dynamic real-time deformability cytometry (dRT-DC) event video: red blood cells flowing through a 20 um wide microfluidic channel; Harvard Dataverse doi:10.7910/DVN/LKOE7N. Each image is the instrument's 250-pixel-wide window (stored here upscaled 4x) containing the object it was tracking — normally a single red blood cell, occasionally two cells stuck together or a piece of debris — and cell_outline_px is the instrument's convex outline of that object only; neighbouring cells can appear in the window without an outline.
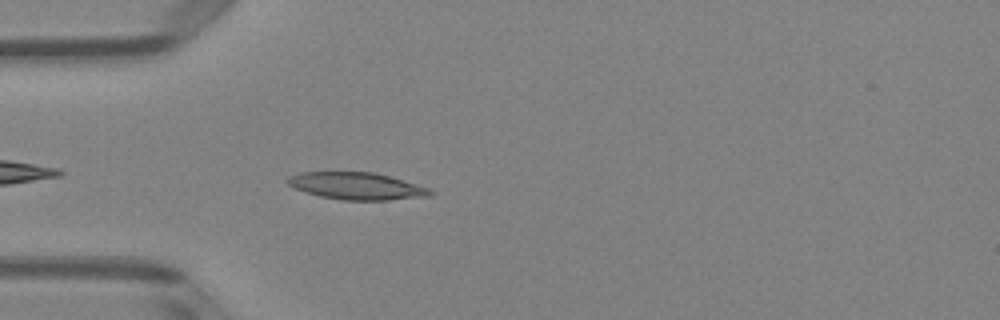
{"species": "Egyptian fruit bat (a non-hibernating species)", "species_latin": "Rousettus aegyptiacus", "temperature_condition": "room temperature", "stored_images_in_passage": 25, "camera_frame_rate_fps": 3000, "um_per_image_px": 0.085, "animal": {"sex": "female"}, "frame": {"image": 1, "passage_image": 3, "time_ms": 0.667, "image_size_px": [1000, 320], "cell_outline_px": [[436, 192], [432, 196], [388, 200], [344, 200], [320, 196], [304, 192], [288, 184], [284, 180], [288, 176], [300, 172], [372, 172], [388, 176], [428, 188]], "centroid_in_image_um": [30.29, 15.81], "position_along_channel_um": 54.7, "area_um2": 22.48}}
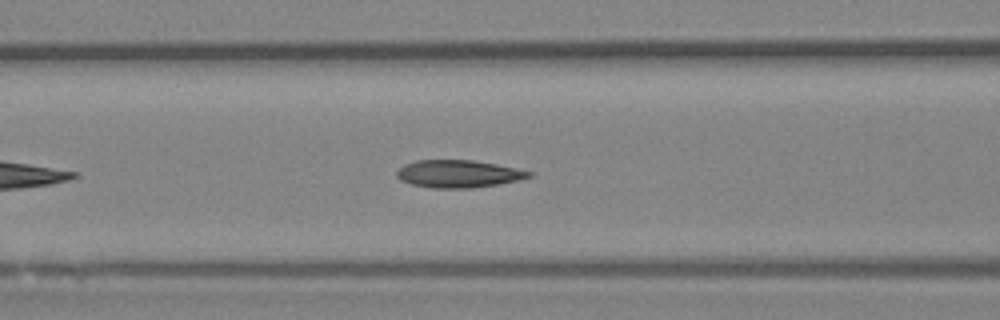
{"frame": {"image": 2, "passage_image": 9, "time_ms": 2.667, "image_size_px": [1000, 320], "cell_outline_px": [[532, 176], [516, 180], [496, 184], [472, 188], [432, 188], [412, 184], [400, 180], [396, 176], [396, 172], [404, 164], [416, 160], [472, 160], [496, 164], [516, 168], [532, 172]], "centroid_in_image_um": [38.92, 14.77], "position_along_channel_um": 127.7, "area_um2": 21.04}}
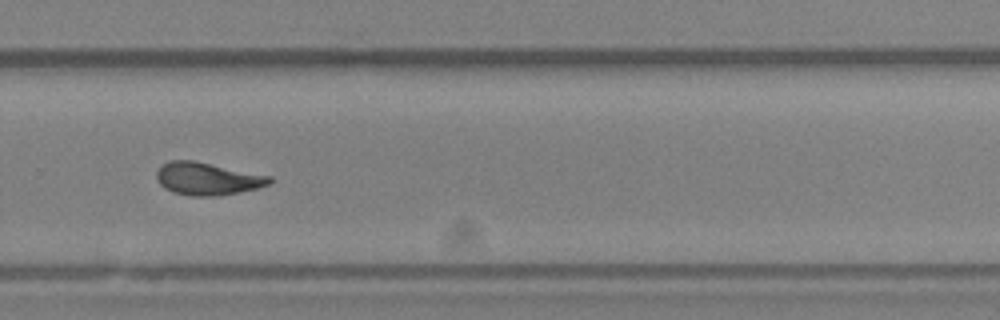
{"frame": {"image": 3, "passage_image": 23, "time_ms": 7.333, "image_size_px": [1000, 320], "cell_outline_px": [[272, 180], [268, 184], [256, 188], [240, 192], [216, 196], [192, 196], [172, 192], [164, 188], [160, 184], [156, 176], [156, 172], [164, 164], [172, 160], [192, 160], [272, 176]], "centroid_in_image_um": [17.62, 15.2], "position_along_channel_um": 312.2, "area_um2": 21.27}}